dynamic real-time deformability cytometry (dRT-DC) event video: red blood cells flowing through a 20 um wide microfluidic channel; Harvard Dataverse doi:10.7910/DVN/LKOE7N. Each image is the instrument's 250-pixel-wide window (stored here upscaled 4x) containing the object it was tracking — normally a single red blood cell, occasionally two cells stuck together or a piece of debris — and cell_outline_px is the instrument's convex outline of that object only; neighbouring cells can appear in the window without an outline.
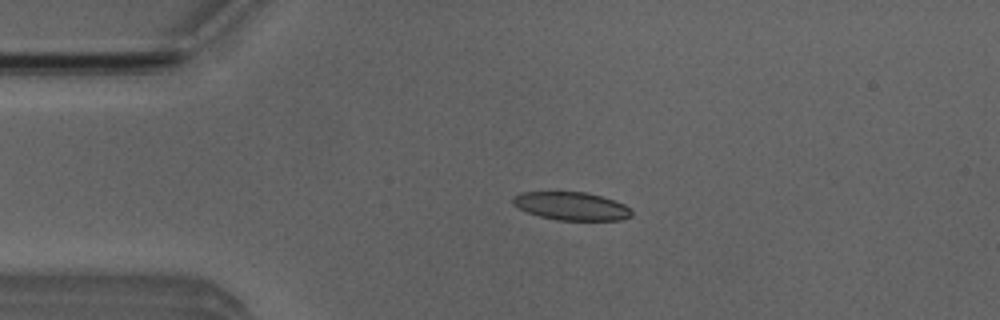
{"species": "Egyptian fruit bat (a non-hibernating species)", "species_latin": "Rousettus aegyptiacus", "temperature_condition": "room temperature", "stored_images_in_passage": 52, "camera_frame_rate_fps": 3000, "um_per_image_px": 0.085, "animal": {"sex": "male"}, "frame": {"image": 1, "passage_image": 11, "time_ms": 3.333, "image_size_px": [1000, 320], "cell_outline_px": [[632, 216], [620, 220], [556, 220], [540, 216], [528, 212], [512, 204], [512, 196], [520, 192], [588, 192], [624, 204], [632, 208]], "centroid_in_image_um": [48.57, 17.51], "position_along_channel_um": 36.4, "area_um2": 19.48}}
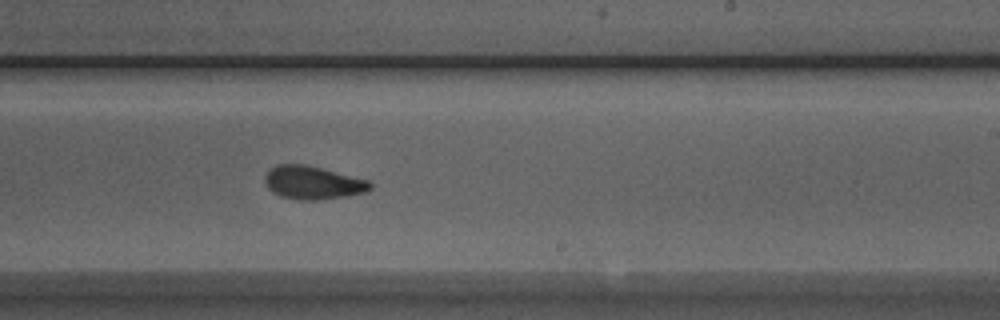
{"frame": {"image": 2, "passage_image": 31, "time_ms": 10.0, "image_size_px": [1000, 320], "cell_outline_px": [[372, 188], [364, 192], [344, 196], [316, 200], [300, 200], [280, 196], [272, 192], [268, 188], [264, 180], [264, 176], [276, 164], [304, 164], [368, 180], [372, 184]], "centroid_in_image_um": [26.55, 15.53], "position_along_channel_um": 262.4, "area_um2": 20.11}}
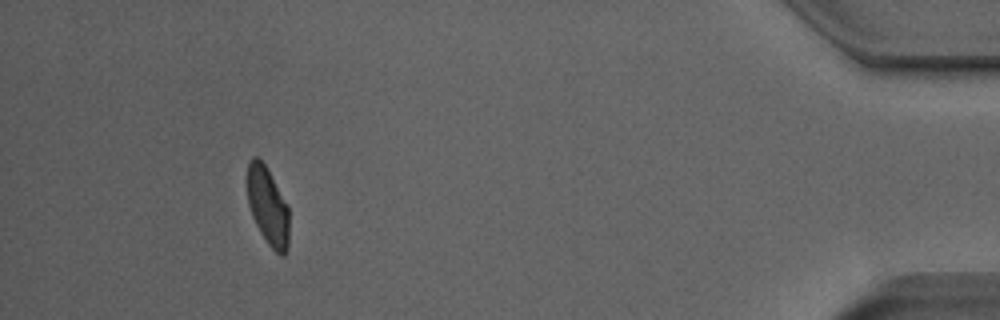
{"frame": {"image": 3, "passage_image": 48, "time_ms": 15.667, "image_size_px": [1000, 320], "cell_outline_px": [[288, 248], [284, 256], [280, 256], [268, 244], [260, 232], [252, 216], [248, 204], [248, 160], [252, 156], [260, 156], [288, 204]], "centroid_in_image_um": [22.76, 17.5], "position_along_channel_um": 412.4, "area_um2": 19.13}, "authors_computed_cell_mechanics": {"area_um2": 20.1144, "velocity_mm_per_s": 3.8563, "shape_relaxation_time_tau1_ms": 4.7016, "shape_relaxation_time_tau2_ms": 2.4498, "deformation_change_tau1": 0.1355, "deformation_change_tau2": 0.0853}}